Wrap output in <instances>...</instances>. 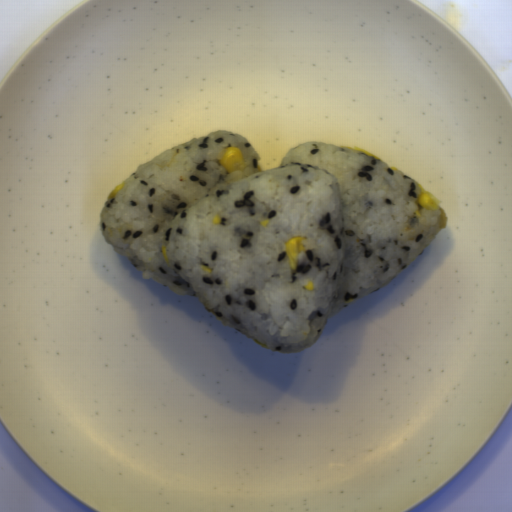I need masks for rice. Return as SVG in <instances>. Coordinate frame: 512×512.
Here are the masks:
<instances>
[{"mask_svg": "<svg viewBox=\"0 0 512 512\" xmlns=\"http://www.w3.org/2000/svg\"><path fill=\"white\" fill-rule=\"evenodd\" d=\"M233 146L244 168L227 173L219 158ZM260 159L230 131L167 149L106 200L100 228L142 278L198 299L272 351L297 352L336 311L387 286L421 254L442 231L443 208L416 217L418 182L344 146L298 144L267 171ZM295 236L306 250L292 271L284 244ZM309 280L313 291L304 289Z\"/></svg>", "mask_w": 512, "mask_h": 512, "instance_id": "rice-1", "label": "rice"}]
</instances>
